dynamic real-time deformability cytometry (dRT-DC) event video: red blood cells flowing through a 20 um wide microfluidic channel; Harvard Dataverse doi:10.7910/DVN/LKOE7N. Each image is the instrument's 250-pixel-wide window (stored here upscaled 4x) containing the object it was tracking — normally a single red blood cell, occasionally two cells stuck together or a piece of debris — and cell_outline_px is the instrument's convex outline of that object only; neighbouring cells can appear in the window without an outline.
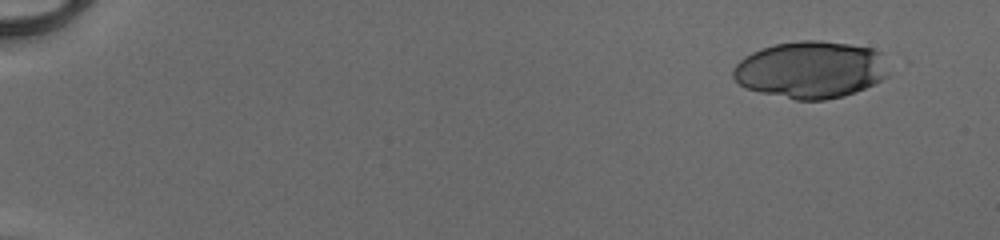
{"species": "human", "species_latin": "Homo sapiens", "temperature_condition": "cold", "stored_images_in_passage": 48, "camera_frame_rate_fps": 3000, "um_per_image_px": 0.085, "donor": {"sex": "male"}, "frame": {"image": 1, "passage_image": 1, "time_ms": 0.0, "image_size_px": [1000, 240], "cell_outline_px": [[888, 76], [856, 92], [844, 96], [824, 100], [796, 100], [760, 92], [744, 88], [732, 76], [732, 72], [736, 64], [744, 56], [760, 48], [776, 44], [800, 40], [820, 40], [848, 44], [872, 48], [880, 52]], "centroid_in_image_um": [68.86, 5.92], "position_along_channel_um": 16.1, "area_um2": 51.56}}
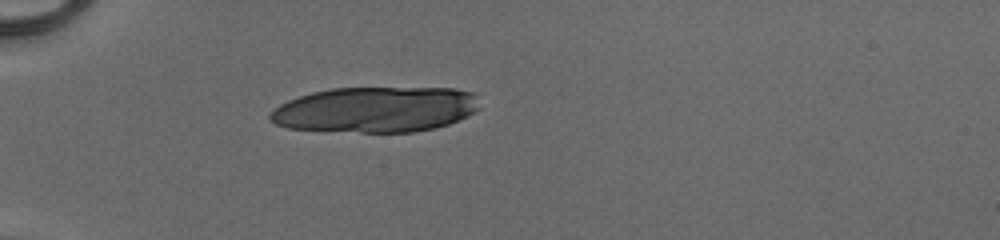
{"frame": {"image": 2, "passage_image": 14, "time_ms": 4.333, "image_size_px": [1000, 240], "cell_outline_px": [[480, 108], [448, 124], [432, 128], [412, 132], [360, 132], [288, 128], [276, 124], [268, 120], [268, 116], [280, 104], [288, 100], [312, 92], [332, 88], [452, 88], [472, 92]], "centroid_in_image_um": [31.88, 9.3], "position_along_channel_um": 53.1, "area_um2": 55.2}}